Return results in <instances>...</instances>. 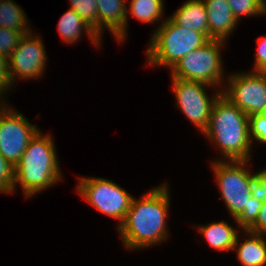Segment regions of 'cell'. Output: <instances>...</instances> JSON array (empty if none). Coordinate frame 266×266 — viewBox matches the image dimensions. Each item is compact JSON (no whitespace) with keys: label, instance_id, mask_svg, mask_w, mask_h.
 Instances as JSON below:
<instances>
[{"label":"cell","instance_id":"1f68e13d","mask_svg":"<svg viewBox=\"0 0 266 266\" xmlns=\"http://www.w3.org/2000/svg\"><path fill=\"white\" fill-rule=\"evenodd\" d=\"M1 95L4 97V92L0 89V96Z\"/></svg>","mask_w":266,"mask_h":266},{"label":"cell","instance_id":"4dcf8cb0","mask_svg":"<svg viewBox=\"0 0 266 266\" xmlns=\"http://www.w3.org/2000/svg\"><path fill=\"white\" fill-rule=\"evenodd\" d=\"M3 101H5V100H2V102H0L1 104V106H4V105H7L6 103H4Z\"/></svg>","mask_w":266,"mask_h":266},{"label":"cell","instance_id":"7402d4cb","mask_svg":"<svg viewBox=\"0 0 266 266\" xmlns=\"http://www.w3.org/2000/svg\"><path fill=\"white\" fill-rule=\"evenodd\" d=\"M262 202L260 200L250 198L247 208L236 217L233 218L241 230H248L256 221Z\"/></svg>","mask_w":266,"mask_h":266},{"label":"cell","instance_id":"52a82bcc","mask_svg":"<svg viewBox=\"0 0 266 266\" xmlns=\"http://www.w3.org/2000/svg\"><path fill=\"white\" fill-rule=\"evenodd\" d=\"M78 194L96 210L124 222L133 196L111 180L94 177H79Z\"/></svg>","mask_w":266,"mask_h":266},{"label":"cell","instance_id":"484cf974","mask_svg":"<svg viewBox=\"0 0 266 266\" xmlns=\"http://www.w3.org/2000/svg\"><path fill=\"white\" fill-rule=\"evenodd\" d=\"M251 197L265 202L266 200V169L255 173V180L251 186Z\"/></svg>","mask_w":266,"mask_h":266},{"label":"cell","instance_id":"6da1fadb","mask_svg":"<svg viewBox=\"0 0 266 266\" xmlns=\"http://www.w3.org/2000/svg\"><path fill=\"white\" fill-rule=\"evenodd\" d=\"M145 194L140 199L132 198L126 218L117 228L122 244L128 249L156 245L169 236L166 220L171 197L167 183Z\"/></svg>","mask_w":266,"mask_h":266},{"label":"cell","instance_id":"44dd1931","mask_svg":"<svg viewBox=\"0 0 266 266\" xmlns=\"http://www.w3.org/2000/svg\"><path fill=\"white\" fill-rule=\"evenodd\" d=\"M71 9L79 14L98 34V11L96 0H69Z\"/></svg>","mask_w":266,"mask_h":266},{"label":"cell","instance_id":"277c9868","mask_svg":"<svg viewBox=\"0 0 266 266\" xmlns=\"http://www.w3.org/2000/svg\"><path fill=\"white\" fill-rule=\"evenodd\" d=\"M151 37L146 52L148 64L171 69L183 56L210 41L204 33L178 26L169 17L162 21Z\"/></svg>","mask_w":266,"mask_h":266},{"label":"cell","instance_id":"ac0fdd59","mask_svg":"<svg viewBox=\"0 0 266 266\" xmlns=\"http://www.w3.org/2000/svg\"><path fill=\"white\" fill-rule=\"evenodd\" d=\"M22 8L12 0L0 2V27L21 31L24 35L32 32Z\"/></svg>","mask_w":266,"mask_h":266},{"label":"cell","instance_id":"4316f807","mask_svg":"<svg viewBox=\"0 0 266 266\" xmlns=\"http://www.w3.org/2000/svg\"><path fill=\"white\" fill-rule=\"evenodd\" d=\"M258 48L255 52L254 72L266 73V35L257 39Z\"/></svg>","mask_w":266,"mask_h":266},{"label":"cell","instance_id":"9a60e30c","mask_svg":"<svg viewBox=\"0 0 266 266\" xmlns=\"http://www.w3.org/2000/svg\"><path fill=\"white\" fill-rule=\"evenodd\" d=\"M247 235L243 243L237 236L233 250L237 252V259L243 266H266V240L259 234L243 230ZM237 248V249H236Z\"/></svg>","mask_w":266,"mask_h":266},{"label":"cell","instance_id":"3957f363","mask_svg":"<svg viewBox=\"0 0 266 266\" xmlns=\"http://www.w3.org/2000/svg\"><path fill=\"white\" fill-rule=\"evenodd\" d=\"M55 149L52 136L39 130L15 166L14 191L21 184L29 198L61 181L63 174Z\"/></svg>","mask_w":266,"mask_h":266},{"label":"cell","instance_id":"603a6c76","mask_svg":"<svg viewBox=\"0 0 266 266\" xmlns=\"http://www.w3.org/2000/svg\"><path fill=\"white\" fill-rule=\"evenodd\" d=\"M23 36L21 31L0 27V54L9 57Z\"/></svg>","mask_w":266,"mask_h":266},{"label":"cell","instance_id":"d4e9b609","mask_svg":"<svg viewBox=\"0 0 266 266\" xmlns=\"http://www.w3.org/2000/svg\"><path fill=\"white\" fill-rule=\"evenodd\" d=\"M249 136L251 142L258 141L266 144V118L260 114L249 116Z\"/></svg>","mask_w":266,"mask_h":266},{"label":"cell","instance_id":"8fae6325","mask_svg":"<svg viewBox=\"0 0 266 266\" xmlns=\"http://www.w3.org/2000/svg\"><path fill=\"white\" fill-rule=\"evenodd\" d=\"M30 32L24 35L16 49L8 57V68L11 86L16 79H37L42 76L46 64V51L40 36ZM17 75V76H16Z\"/></svg>","mask_w":266,"mask_h":266},{"label":"cell","instance_id":"7c38bea8","mask_svg":"<svg viewBox=\"0 0 266 266\" xmlns=\"http://www.w3.org/2000/svg\"><path fill=\"white\" fill-rule=\"evenodd\" d=\"M128 0H96L98 11V35L107 29L117 41L124 42L127 35Z\"/></svg>","mask_w":266,"mask_h":266},{"label":"cell","instance_id":"cb8c5ba5","mask_svg":"<svg viewBox=\"0 0 266 266\" xmlns=\"http://www.w3.org/2000/svg\"><path fill=\"white\" fill-rule=\"evenodd\" d=\"M15 167L0 153V193H13Z\"/></svg>","mask_w":266,"mask_h":266},{"label":"cell","instance_id":"f1b7e54d","mask_svg":"<svg viewBox=\"0 0 266 266\" xmlns=\"http://www.w3.org/2000/svg\"><path fill=\"white\" fill-rule=\"evenodd\" d=\"M10 87L8 57L0 54V89L6 93V90L11 89Z\"/></svg>","mask_w":266,"mask_h":266},{"label":"cell","instance_id":"8992f818","mask_svg":"<svg viewBox=\"0 0 266 266\" xmlns=\"http://www.w3.org/2000/svg\"><path fill=\"white\" fill-rule=\"evenodd\" d=\"M225 42L211 39L203 47L189 52L171 69V78L199 81L213 88L219 87V84L225 81L220 52Z\"/></svg>","mask_w":266,"mask_h":266},{"label":"cell","instance_id":"ffe728a7","mask_svg":"<svg viewBox=\"0 0 266 266\" xmlns=\"http://www.w3.org/2000/svg\"><path fill=\"white\" fill-rule=\"evenodd\" d=\"M239 22L241 16H254L266 14V5L261 0H226Z\"/></svg>","mask_w":266,"mask_h":266},{"label":"cell","instance_id":"e0dca14e","mask_svg":"<svg viewBox=\"0 0 266 266\" xmlns=\"http://www.w3.org/2000/svg\"><path fill=\"white\" fill-rule=\"evenodd\" d=\"M197 228L210 247L221 251L233 250L238 233L234 227L224 222V220L201 225Z\"/></svg>","mask_w":266,"mask_h":266},{"label":"cell","instance_id":"30bf717a","mask_svg":"<svg viewBox=\"0 0 266 266\" xmlns=\"http://www.w3.org/2000/svg\"><path fill=\"white\" fill-rule=\"evenodd\" d=\"M226 83L222 94L248 116L260 114L266 108V73L231 74Z\"/></svg>","mask_w":266,"mask_h":266},{"label":"cell","instance_id":"5b68a950","mask_svg":"<svg viewBox=\"0 0 266 266\" xmlns=\"http://www.w3.org/2000/svg\"><path fill=\"white\" fill-rule=\"evenodd\" d=\"M249 160L211 162L214 176L220 189L221 198L232 218H236L244 208H247L251 198V186L255 174L247 169Z\"/></svg>","mask_w":266,"mask_h":266},{"label":"cell","instance_id":"2e32d148","mask_svg":"<svg viewBox=\"0 0 266 266\" xmlns=\"http://www.w3.org/2000/svg\"><path fill=\"white\" fill-rule=\"evenodd\" d=\"M58 31L64 42L72 44L79 41L81 34L87 32L89 39L99 47L101 37L88 25L82 17L73 9L69 8L60 18L58 22Z\"/></svg>","mask_w":266,"mask_h":266},{"label":"cell","instance_id":"ba28073f","mask_svg":"<svg viewBox=\"0 0 266 266\" xmlns=\"http://www.w3.org/2000/svg\"><path fill=\"white\" fill-rule=\"evenodd\" d=\"M171 81L177 101L175 105L203 133L208 126L212 107L222 90H218L210 98L205 91V87L213 86L199 81H189L180 78H172Z\"/></svg>","mask_w":266,"mask_h":266},{"label":"cell","instance_id":"d6986e66","mask_svg":"<svg viewBox=\"0 0 266 266\" xmlns=\"http://www.w3.org/2000/svg\"><path fill=\"white\" fill-rule=\"evenodd\" d=\"M129 3L130 8H127V14L130 13L142 23L154 24L153 22L160 21L162 18L164 0H131Z\"/></svg>","mask_w":266,"mask_h":266},{"label":"cell","instance_id":"9c48e42d","mask_svg":"<svg viewBox=\"0 0 266 266\" xmlns=\"http://www.w3.org/2000/svg\"><path fill=\"white\" fill-rule=\"evenodd\" d=\"M9 106H0V153L15 167L39 129Z\"/></svg>","mask_w":266,"mask_h":266},{"label":"cell","instance_id":"7a4b0ae2","mask_svg":"<svg viewBox=\"0 0 266 266\" xmlns=\"http://www.w3.org/2000/svg\"><path fill=\"white\" fill-rule=\"evenodd\" d=\"M224 155L225 161L249 160L252 142L249 116L222 93L216 99L203 132Z\"/></svg>","mask_w":266,"mask_h":266},{"label":"cell","instance_id":"83f0119b","mask_svg":"<svg viewBox=\"0 0 266 266\" xmlns=\"http://www.w3.org/2000/svg\"><path fill=\"white\" fill-rule=\"evenodd\" d=\"M248 231L266 236V200L265 202H262L258 217Z\"/></svg>","mask_w":266,"mask_h":266},{"label":"cell","instance_id":"5bb4252c","mask_svg":"<svg viewBox=\"0 0 266 266\" xmlns=\"http://www.w3.org/2000/svg\"><path fill=\"white\" fill-rule=\"evenodd\" d=\"M169 18L178 26L204 33L208 37V15L202 0H187Z\"/></svg>","mask_w":266,"mask_h":266},{"label":"cell","instance_id":"4fadbf2b","mask_svg":"<svg viewBox=\"0 0 266 266\" xmlns=\"http://www.w3.org/2000/svg\"><path fill=\"white\" fill-rule=\"evenodd\" d=\"M208 15V38L226 41L238 25L226 0H202Z\"/></svg>","mask_w":266,"mask_h":266},{"label":"cell","instance_id":"f546056e","mask_svg":"<svg viewBox=\"0 0 266 266\" xmlns=\"http://www.w3.org/2000/svg\"><path fill=\"white\" fill-rule=\"evenodd\" d=\"M260 115L266 118V108L260 113Z\"/></svg>","mask_w":266,"mask_h":266}]
</instances>
